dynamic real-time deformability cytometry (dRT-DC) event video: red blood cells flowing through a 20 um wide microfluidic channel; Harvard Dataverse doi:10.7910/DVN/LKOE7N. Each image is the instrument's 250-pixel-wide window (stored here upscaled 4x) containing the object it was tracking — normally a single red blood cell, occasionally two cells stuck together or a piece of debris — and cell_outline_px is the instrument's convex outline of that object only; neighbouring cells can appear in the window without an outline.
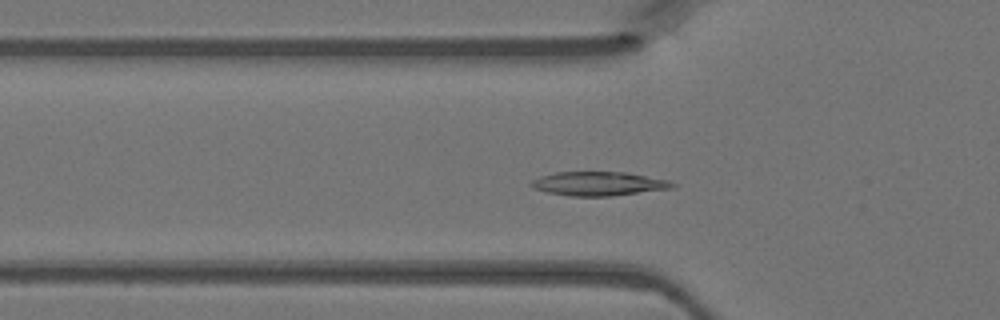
{"species": "Egyptian fruit bat (a non-hibernating species)", "species_latin": "Rousettus aegyptiacus", "temperature_condition": "warm", "stored_images_in_passage": 27, "camera_frame_rate_fps": 3000, "um_per_image_px": 0.085, "animal": {"sex": "female"}, "frame": {"image": 1, "passage_image": 6, "time_ms": 1.667, "image_size_px": [1000, 320], "cell_outline_px": [[676, 184], [672, 188], [612, 196], [572, 196], [548, 192], [532, 188], [528, 184], [532, 180], [540, 176], [556, 172], [628, 172], [668, 180]], "centroid_in_image_um": [50.86, 15.61], "position_along_channel_um": 74.9, "area_um2": 19.71}}
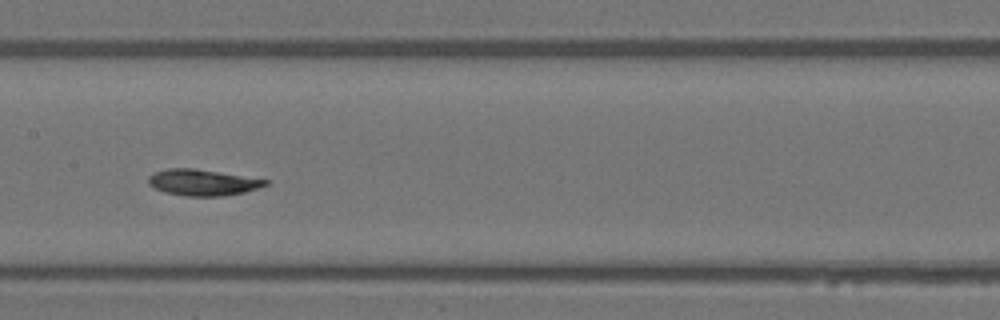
{"frame": {"image": 2, "passage_image": 14, "time_ms": 4.333, "image_size_px": [1000, 320], "cell_outline_px": [[268, 184], [244, 192], [224, 196], [184, 196], [164, 192], [148, 184], [148, 176], [156, 172], [168, 168], [196, 168], [268, 180]], "centroid_in_image_um": [17.19, 15.51], "position_along_channel_um": 190.2, "area_um2": 17.74}}
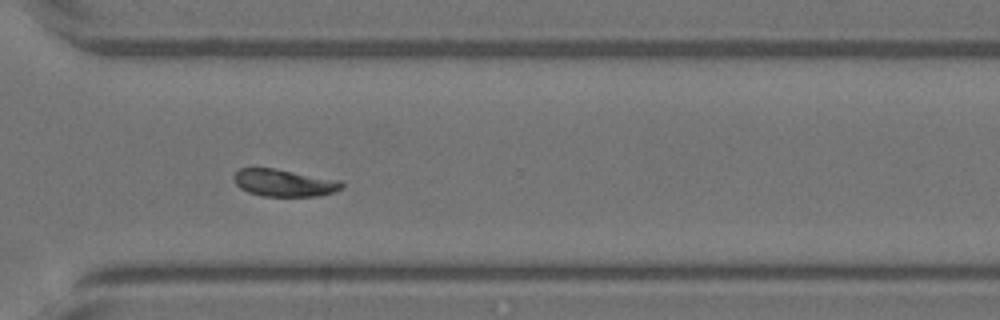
{"frame": {"image": 3, "passage_image": 25, "time_ms": 8.0, "image_size_px": [1000, 320], "cell_outline_px": [[344, 188], [320, 196], [264, 196], [248, 192], [240, 188], [236, 184], [232, 176], [240, 168], [272, 168], [340, 180], [344, 184]], "centroid_in_image_um": [24.15, 15.55], "position_along_channel_um": 346.5, "area_um2": 17.05}}